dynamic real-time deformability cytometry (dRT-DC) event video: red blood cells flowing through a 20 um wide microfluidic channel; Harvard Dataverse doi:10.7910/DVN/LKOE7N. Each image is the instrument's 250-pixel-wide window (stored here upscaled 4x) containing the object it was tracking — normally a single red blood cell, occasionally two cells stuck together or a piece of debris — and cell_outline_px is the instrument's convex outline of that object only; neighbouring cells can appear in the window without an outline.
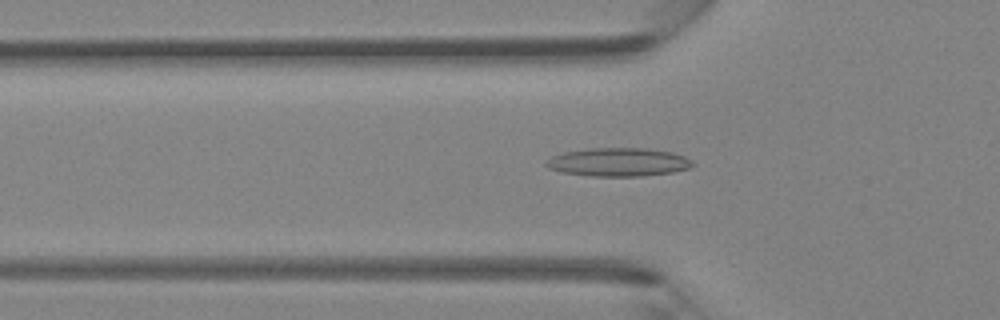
{"species": "Egyptian fruit bat (a non-hibernating species)", "species_latin": "Rousettus aegyptiacus", "temperature_condition": "room temperature", "stored_images_in_passage": 45, "camera_frame_rate_fps": 3000, "um_per_image_px": 0.085, "animal": {"sex": "female"}, "frame": {"image": 1, "passage_image": 15, "time_ms": 4.667, "image_size_px": [1000, 320], "cell_outline_px": [[696, 164], [692, 168], [672, 172], [640, 176], [592, 176], [560, 172], [548, 168], [544, 164], [544, 160], [552, 156], [564, 152], [592, 148], [648, 148], [672, 152], [684, 156], [692, 160]], "centroid_in_image_um": [52.57, 13.78], "position_along_channel_um": 73.2, "area_um2": 24.51}}
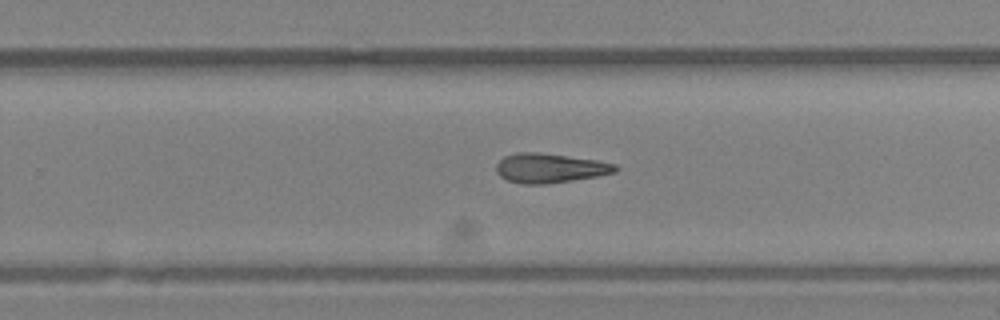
{"frame": {"image": 2, "passage_image": 29, "time_ms": 9.333, "image_size_px": [1000, 320], "cell_outline_px": [[620, 168], [616, 172], [596, 176], [572, 180], [544, 184], [524, 184], [508, 180], [500, 176], [496, 172], [496, 164], [504, 156], [516, 152], [536, 152], [596, 160], [616, 164]], "centroid_in_image_um": [46.72, 14.28], "position_along_channel_um": 283.1, "area_um2": 20.29}}
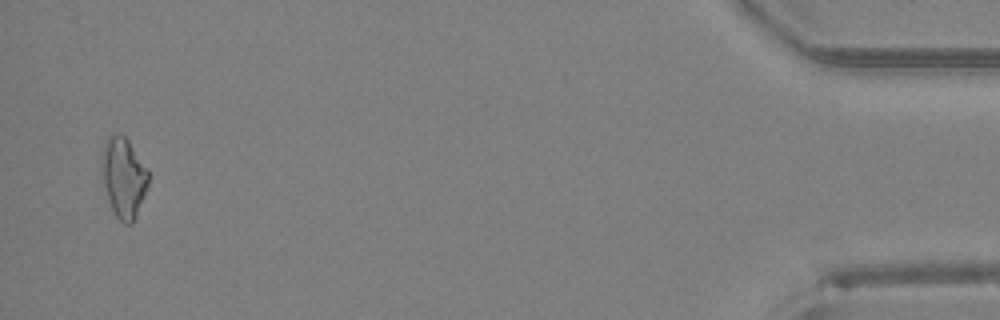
{"frame": {"image": 3, "passage_image": 44, "time_ms": 14.333, "image_size_px": [1000, 320], "cell_outline_px": [[148, 184], [132, 224], [124, 224], [116, 216], [108, 200], [100, 172], [100, 160], [104, 144], [108, 136], [120, 132], [128, 140], [148, 168]], "centroid_in_image_um": [10.47, 15.04], "position_along_channel_um": 424.7, "area_um2": 21.85}}